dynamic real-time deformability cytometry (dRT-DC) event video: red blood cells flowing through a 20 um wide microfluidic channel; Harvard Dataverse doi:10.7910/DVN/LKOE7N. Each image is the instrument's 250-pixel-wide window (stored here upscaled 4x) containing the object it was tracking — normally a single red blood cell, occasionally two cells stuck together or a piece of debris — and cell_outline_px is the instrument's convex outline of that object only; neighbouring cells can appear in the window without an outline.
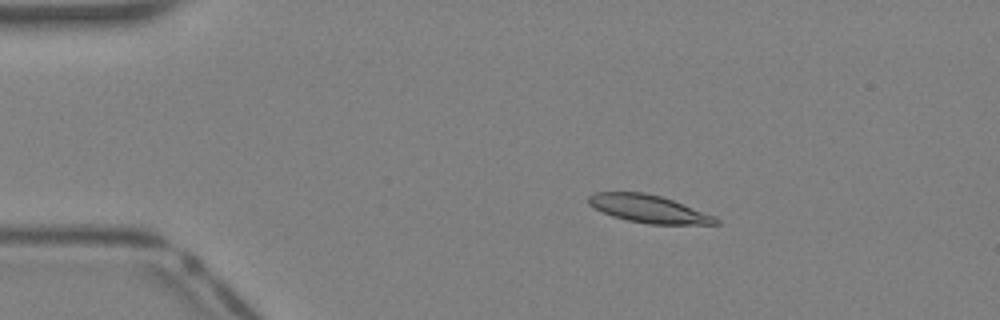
{"species": "Egyptian fruit bat (a non-hibernating species)", "species_latin": "Rousettus aegyptiacus", "temperature_condition": "warm", "stored_images_in_passage": 39, "camera_frame_rate_fps": 3000, "um_per_image_px": 0.085, "animal": {"sex": "female"}, "frame": {"image": 1, "passage_image": 7, "time_ms": 2.0, "image_size_px": [1000, 320], "cell_outline_px": [[720, 224], [648, 224], [628, 220], [612, 216], [588, 204], [588, 196], [596, 192], [644, 192], [660, 196], [672, 200], [716, 216], [720, 220]], "centroid_in_image_um": [55.15, 17.75], "position_along_channel_um": 29.8, "area_um2": 20.4}}
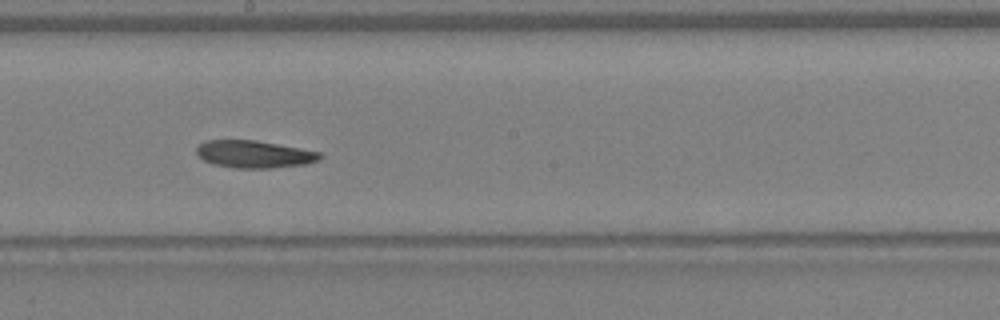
{"frame": {"image": 2, "passage_image": 22, "time_ms": 7.0, "image_size_px": [1000, 320], "cell_outline_px": [[324, 156], [320, 160], [304, 164], [272, 168], [236, 168], [216, 164], [204, 160], [196, 152], [196, 148], [204, 140], [256, 140], [300, 148], [320, 152]], "centroid_in_image_um": [21.63, 13.1], "position_along_channel_um": 226.6, "area_um2": 19.59}}
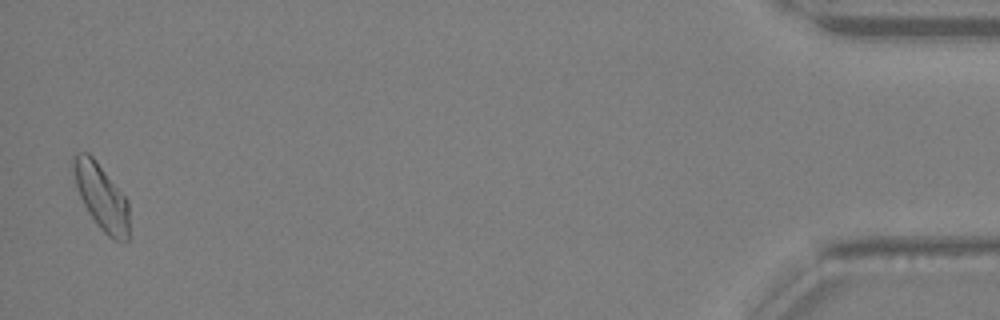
{"frame": {"image": 3, "passage_image": 39, "time_ms": 12.667, "image_size_px": [1000, 320], "cell_outline_px": [[128, 240], [124, 244], [108, 236], [96, 224], [88, 212], [80, 196], [72, 172], [72, 156], [76, 152], [88, 152], [96, 160], [128, 200]], "centroid_in_image_um": [8.6, 16.72], "position_along_channel_um": 426.6, "area_um2": 21.44}}